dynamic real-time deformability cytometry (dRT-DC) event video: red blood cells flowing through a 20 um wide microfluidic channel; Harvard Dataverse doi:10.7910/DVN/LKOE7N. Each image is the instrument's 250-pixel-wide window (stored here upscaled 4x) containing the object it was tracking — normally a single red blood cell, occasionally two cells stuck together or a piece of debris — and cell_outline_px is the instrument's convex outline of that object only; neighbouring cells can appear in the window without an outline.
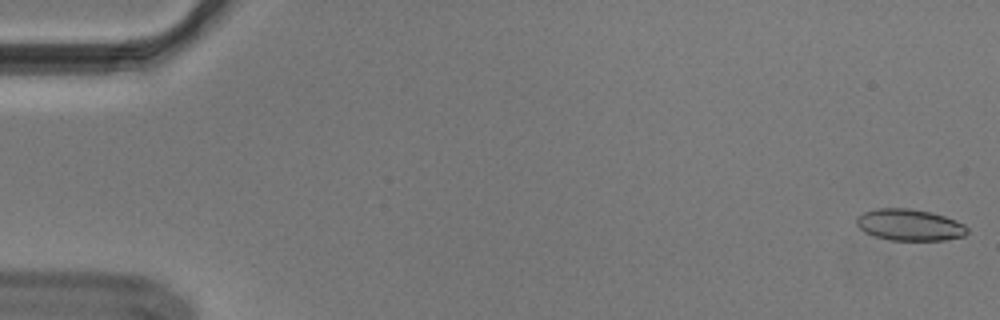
{"species": "Egyptian fruit bat (a non-hibernating species)", "species_latin": "Rousettus aegyptiacus", "temperature_condition": "cold", "stored_images_in_passage": 54, "segment_of_instrument_passage": [1, 2], "camera_frame_rate_fps": 3000, "um_per_image_px": 0.085, "animal": {"sex": "male"}, "frame": {"image": 1, "passage_image": 1, "time_ms": 0.0, "image_size_px": [1000, 320], "cell_outline_px": [[968, 232], [964, 236], [944, 240], [888, 240], [864, 232], [856, 224], [856, 216], [864, 212], [876, 208], [908, 208], [928, 212], [944, 216], [956, 220], [964, 224], [968, 228]], "centroid_in_image_um": [77.3, 19.12], "position_along_channel_um": 7.7, "area_um2": 20.35}}
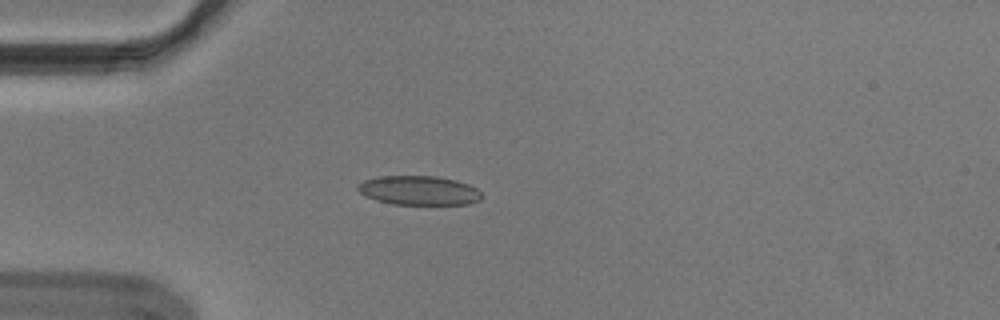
{"frame": {"image": 2, "passage_image": 15, "time_ms": 4.667, "image_size_px": [1000, 320], "cell_outline_px": [[480, 200], [468, 204], [392, 204], [376, 200], [364, 196], [356, 188], [356, 184], [364, 180], [376, 176], [436, 176], [456, 180], [468, 184], [476, 188], [480, 192]], "centroid_in_image_um": [35.55, 16.18], "position_along_channel_um": 49.4, "area_um2": 21.15}}
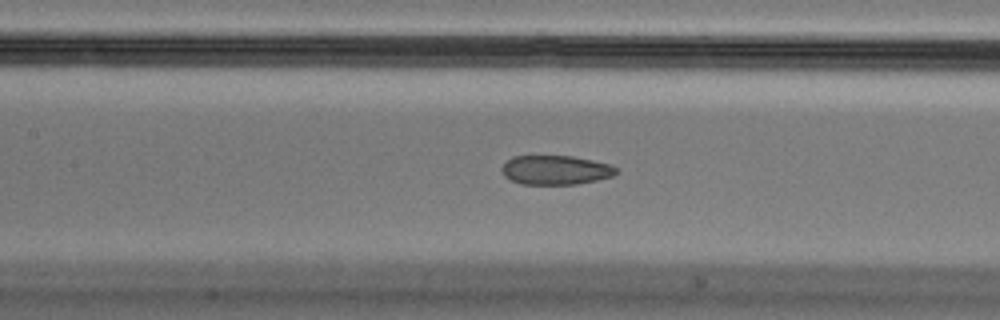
{"frame": {"image": 3, "passage_image": 25, "time_ms": 8.0, "image_size_px": [1000, 320], "cell_outline_px": [[616, 172], [612, 176], [596, 180], [576, 184], [520, 184], [504, 176], [500, 168], [512, 156], [572, 156], [612, 164], [616, 168]], "centroid_in_image_um": [47.21, 14.45], "position_along_channel_um": 160.2, "area_um2": 19.42}}